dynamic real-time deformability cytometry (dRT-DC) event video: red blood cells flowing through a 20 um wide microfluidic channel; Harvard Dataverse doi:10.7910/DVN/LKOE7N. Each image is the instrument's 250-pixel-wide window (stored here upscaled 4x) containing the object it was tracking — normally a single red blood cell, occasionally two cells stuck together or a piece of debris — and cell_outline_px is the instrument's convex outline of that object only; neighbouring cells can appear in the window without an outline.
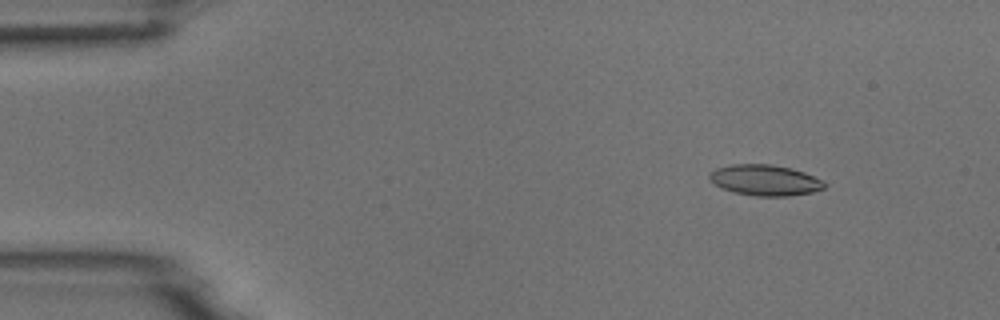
{"species": "common noctule bat (a hibernating species)", "species_latin": "Nyctalus noctula", "temperature_condition": "room temperature", "stored_images_in_passage": 4, "camera_frame_rate_fps": 3000, "um_per_image_px": 0.085, "animal": {"sex": "male", "body_mass_g": 18.8}, "frame": {"image": 1, "passage_image": 2, "time_ms": 1.0, "image_size_px": [1000, 320], "cell_outline_px": [[824, 188], [812, 192], [788, 196], [756, 196], [732, 192], [720, 188], [708, 176], [708, 172], [716, 168], [732, 164], [772, 164], [792, 168], [804, 172], [820, 180], [824, 184]], "centroid_in_image_um": [64.97, 15.31], "position_along_channel_um": 20.0, "area_um2": 20.58}}